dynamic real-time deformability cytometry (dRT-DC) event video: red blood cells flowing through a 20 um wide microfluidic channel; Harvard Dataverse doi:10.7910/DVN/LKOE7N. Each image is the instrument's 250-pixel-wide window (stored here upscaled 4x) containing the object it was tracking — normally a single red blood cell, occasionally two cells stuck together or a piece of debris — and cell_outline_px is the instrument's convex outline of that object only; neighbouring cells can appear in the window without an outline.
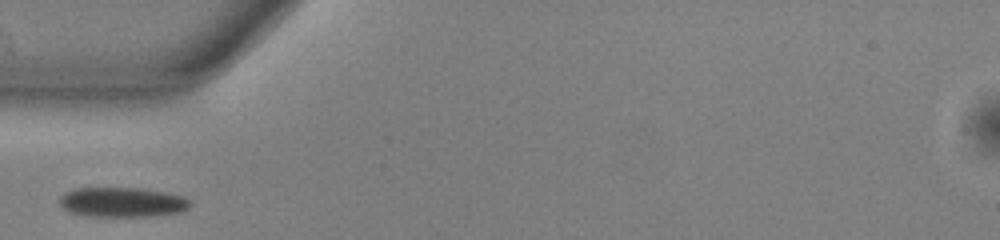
{"species": "common noctule bat (a hibernating species)", "species_latin": "Nyctalus noctula", "temperature_condition": "warm", "stored_images_in_passage": 27, "camera_frame_rate_fps": 3000, "um_per_image_px": 0.085, "animal": {"sex": "male", "body_mass_g": 13.0, "forearm_length_mm": 53.1}, "frame": {"image": 1, "passage_image": 1, "time_ms": 0.0, "image_size_px": [1000, 240], "cell_outline_px": [[192, 204], [188, 208], [180, 212], [152, 216], [80, 216], [64, 208], [60, 204], [60, 196], [76, 188], [140, 188], [168, 192], [184, 196], [192, 200]], "centroid_in_image_um": [10.45, 17.18], "position_along_channel_um": 74.5, "area_um2": 22.77}}
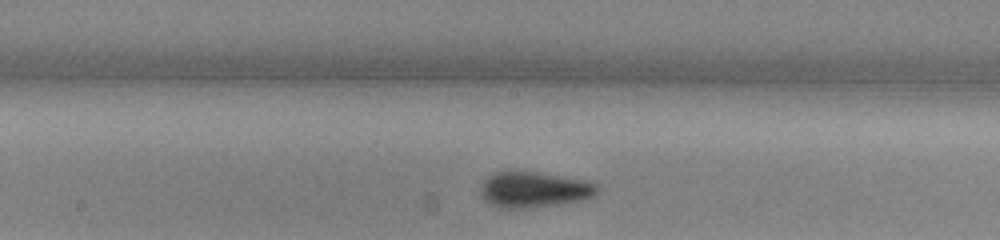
{"frame": {"image": 2, "passage_image": 11, "time_ms": 3.333, "image_size_px": [1000, 240], "cell_outline_px": [[600, 192], [596, 196], [580, 200], [556, 204], [528, 208], [496, 208], [484, 200], [480, 192], [488, 176], [496, 172], [536, 172], [588, 180], [600, 184]], "centroid_in_image_um": [45.47, 16.13], "position_along_channel_um": 202.7, "area_um2": 24.33}}
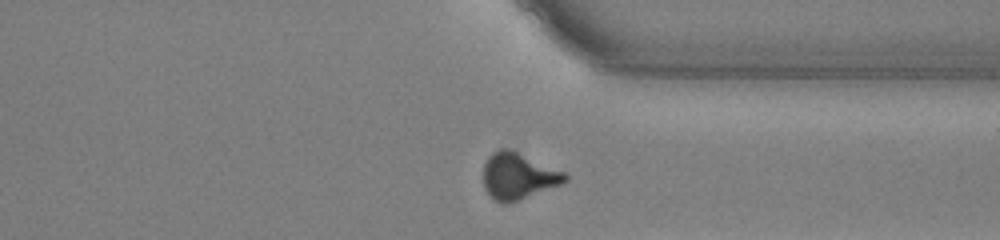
{"frame": {"image": 3, "passage_image": 24, "time_ms": 7.667, "image_size_px": [1000, 240], "cell_outline_px": [[568, 180], [560, 184], [508, 204], [500, 204], [492, 200], [484, 188], [484, 164], [488, 156], [492, 152], [500, 148], [508, 148], [564, 172], [568, 176]], "centroid_in_image_um": [44.0, 14.98], "position_along_channel_um": 367.4, "area_um2": 22.02}}